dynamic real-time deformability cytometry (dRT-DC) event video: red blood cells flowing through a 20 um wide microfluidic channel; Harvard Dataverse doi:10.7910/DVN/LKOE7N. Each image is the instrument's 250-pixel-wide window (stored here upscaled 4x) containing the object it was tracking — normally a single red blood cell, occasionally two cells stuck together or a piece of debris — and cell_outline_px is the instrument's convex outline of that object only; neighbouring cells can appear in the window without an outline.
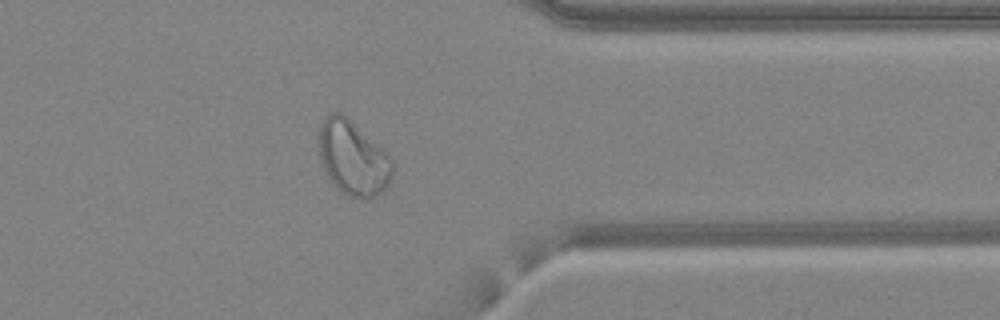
{"species": "common noctule bat (a hibernating species)", "species_latin": "Nyctalus noctula", "temperature_condition": "warm", "stored_images_in_passage": 28, "camera_frame_rate_fps": 3000, "um_per_image_px": 0.085, "animal": {"sex": "female", "body_mass_g": 24.6, "forearm_length_mm": 56.2}, "frame": {"image": 1, "passage_image": 24, "time_ms": 7.667, "image_size_px": [1000, 320], "cell_outline_px": [[396, 168], [384, 192], [368, 200], [360, 200], [348, 196], [340, 192], [332, 184], [320, 160], [316, 140], [316, 136], [320, 124], [328, 112], [340, 112], [348, 116], [396, 164]], "centroid_in_image_um": [29.97, 13.45], "position_along_channel_um": 381.4, "area_um2": 32.89}}